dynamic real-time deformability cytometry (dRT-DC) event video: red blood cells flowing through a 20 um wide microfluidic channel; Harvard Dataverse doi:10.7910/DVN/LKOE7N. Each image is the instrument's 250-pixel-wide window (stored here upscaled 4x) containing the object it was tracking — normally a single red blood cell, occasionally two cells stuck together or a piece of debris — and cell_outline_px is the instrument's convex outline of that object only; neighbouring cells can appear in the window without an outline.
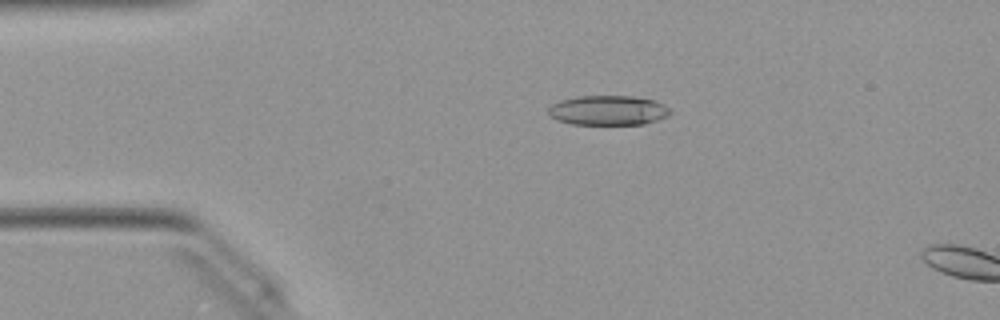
{"species": "Egyptian fruit bat (a non-hibernating species)", "species_latin": "Rousettus aegyptiacus", "temperature_condition": "warm", "stored_images_in_passage": 13, "camera_frame_rate_fps": 3000, "um_per_image_px": 0.085, "animal": {"sex": "female"}, "frame": {"image": 1, "passage_image": 10, "time_ms": 3.0, "image_size_px": [1000, 320], "cell_outline_px": [[672, 112], [668, 116], [644, 124], [572, 124], [556, 120], [548, 112], [548, 108], [552, 104], [560, 100], [576, 96], [632, 96], [652, 100], [668, 108]], "centroid_in_image_um": [51.65, 9.38], "position_along_channel_um": 33.3, "area_um2": 20.92}}